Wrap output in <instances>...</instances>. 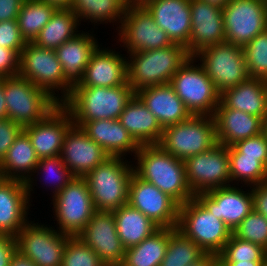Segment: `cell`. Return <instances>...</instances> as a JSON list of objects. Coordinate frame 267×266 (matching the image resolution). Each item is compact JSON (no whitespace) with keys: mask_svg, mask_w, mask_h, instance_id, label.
<instances>
[{"mask_svg":"<svg viewBox=\"0 0 267 266\" xmlns=\"http://www.w3.org/2000/svg\"><path fill=\"white\" fill-rule=\"evenodd\" d=\"M53 207L59 232L70 236H77L96 211L87 182L79 177L53 196Z\"/></svg>","mask_w":267,"mask_h":266,"instance_id":"11","label":"cell"},{"mask_svg":"<svg viewBox=\"0 0 267 266\" xmlns=\"http://www.w3.org/2000/svg\"><path fill=\"white\" fill-rule=\"evenodd\" d=\"M18 75L46 91L59 104H62L72 91V87L65 81L63 68L55 50L39 47L33 42H26L21 50ZM57 89L61 90L63 95L60 98L55 96Z\"/></svg>","mask_w":267,"mask_h":266,"instance_id":"6","label":"cell"},{"mask_svg":"<svg viewBox=\"0 0 267 266\" xmlns=\"http://www.w3.org/2000/svg\"><path fill=\"white\" fill-rule=\"evenodd\" d=\"M9 266H37L31 259L23 256L18 251L13 255Z\"/></svg>","mask_w":267,"mask_h":266,"instance_id":"51","label":"cell"},{"mask_svg":"<svg viewBox=\"0 0 267 266\" xmlns=\"http://www.w3.org/2000/svg\"><path fill=\"white\" fill-rule=\"evenodd\" d=\"M206 253L176 228H169L166 254L160 266H189Z\"/></svg>","mask_w":267,"mask_h":266,"instance_id":"37","label":"cell"},{"mask_svg":"<svg viewBox=\"0 0 267 266\" xmlns=\"http://www.w3.org/2000/svg\"><path fill=\"white\" fill-rule=\"evenodd\" d=\"M60 157L75 177L83 178L110 156L75 124L67 130Z\"/></svg>","mask_w":267,"mask_h":266,"instance_id":"18","label":"cell"},{"mask_svg":"<svg viewBox=\"0 0 267 266\" xmlns=\"http://www.w3.org/2000/svg\"><path fill=\"white\" fill-rule=\"evenodd\" d=\"M191 33L185 47L193 56L200 49L225 43L222 8L201 0H190Z\"/></svg>","mask_w":267,"mask_h":266,"instance_id":"21","label":"cell"},{"mask_svg":"<svg viewBox=\"0 0 267 266\" xmlns=\"http://www.w3.org/2000/svg\"><path fill=\"white\" fill-rule=\"evenodd\" d=\"M73 124L69 111L59 104L43 120L27 125L23 131L28 135L39 159L61 154L64 136Z\"/></svg>","mask_w":267,"mask_h":266,"instance_id":"19","label":"cell"},{"mask_svg":"<svg viewBox=\"0 0 267 266\" xmlns=\"http://www.w3.org/2000/svg\"><path fill=\"white\" fill-rule=\"evenodd\" d=\"M133 172L173 198L179 205L195 197L187 183L184 161L166 152L159 144L140 145L134 155Z\"/></svg>","mask_w":267,"mask_h":266,"instance_id":"1","label":"cell"},{"mask_svg":"<svg viewBox=\"0 0 267 266\" xmlns=\"http://www.w3.org/2000/svg\"><path fill=\"white\" fill-rule=\"evenodd\" d=\"M55 6L57 9H69L73 0H41Z\"/></svg>","mask_w":267,"mask_h":266,"instance_id":"54","label":"cell"},{"mask_svg":"<svg viewBox=\"0 0 267 266\" xmlns=\"http://www.w3.org/2000/svg\"><path fill=\"white\" fill-rule=\"evenodd\" d=\"M217 143L213 116L192 115L186 121L164 128L159 145L169 154L184 161L210 150Z\"/></svg>","mask_w":267,"mask_h":266,"instance_id":"8","label":"cell"},{"mask_svg":"<svg viewBox=\"0 0 267 266\" xmlns=\"http://www.w3.org/2000/svg\"><path fill=\"white\" fill-rule=\"evenodd\" d=\"M20 55L12 49L0 46V78L17 76Z\"/></svg>","mask_w":267,"mask_h":266,"instance_id":"47","label":"cell"},{"mask_svg":"<svg viewBox=\"0 0 267 266\" xmlns=\"http://www.w3.org/2000/svg\"><path fill=\"white\" fill-rule=\"evenodd\" d=\"M263 133L267 137V115L263 119Z\"/></svg>","mask_w":267,"mask_h":266,"instance_id":"58","label":"cell"},{"mask_svg":"<svg viewBox=\"0 0 267 266\" xmlns=\"http://www.w3.org/2000/svg\"><path fill=\"white\" fill-rule=\"evenodd\" d=\"M194 60L191 56L169 84L191 115L213 116L220 103V93L203 67L194 66Z\"/></svg>","mask_w":267,"mask_h":266,"instance_id":"9","label":"cell"},{"mask_svg":"<svg viewBox=\"0 0 267 266\" xmlns=\"http://www.w3.org/2000/svg\"><path fill=\"white\" fill-rule=\"evenodd\" d=\"M118 121L139 145L159 144L163 128L141 99L134 94Z\"/></svg>","mask_w":267,"mask_h":266,"instance_id":"29","label":"cell"},{"mask_svg":"<svg viewBox=\"0 0 267 266\" xmlns=\"http://www.w3.org/2000/svg\"><path fill=\"white\" fill-rule=\"evenodd\" d=\"M128 6H143L149 0H125Z\"/></svg>","mask_w":267,"mask_h":266,"instance_id":"57","label":"cell"},{"mask_svg":"<svg viewBox=\"0 0 267 266\" xmlns=\"http://www.w3.org/2000/svg\"><path fill=\"white\" fill-rule=\"evenodd\" d=\"M113 50L97 49L86 66L83 80L75 87H117L127 82V60Z\"/></svg>","mask_w":267,"mask_h":266,"instance_id":"24","label":"cell"},{"mask_svg":"<svg viewBox=\"0 0 267 266\" xmlns=\"http://www.w3.org/2000/svg\"><path fill=\"white\" fill-rule=\"evenodd\" d=\"M218 259V255L213 253H206L202 258H200L195 263L189 266H212V264Z\"/></svg>","mask_w":267,"mask_h":266,"instance_id":"52","label":"cell"},{"mask_svg":"<svg viewBox=\"0 0 267 266\" xmlns=\"http://www.w3.org/2000/svg\"><path fill=\"white\" fill-rule=\"evenodd\" d=\"M195 197L231 231L253 210L252 190L246 193L236 186L220 187Z\"/></svg>","mask_w":267,"mask_h":266,"instance_id":"20","label":"cell"},{"mask_svg":"<svg viewBox=\"0 0 267 266\" xmlns=\"http://www.w3.org/2000/svg\"><path fill=\"white\" fill-rule=\"evenodd\" d=\"M230 178L255 186L267 181V167L258 157L243 156L233 145L228 147Z\"/></svg>","mask_w":267,"mask_h":266,"instance_id":"38","label":"cell"},{"mask_svg":"<svg viewBox=\"0 0 267 266\" xmlns=\"http://www.w3.org/2000/svg\"><path fill=\"white\" fill-rule=\"evenodd\" d=\"M24 0H0V22L17 20Z\"/></svg>","mask_w":267,"mask_h":266,"instance_id":"50","label":"cell"},{"mask_svg":"<svg viewBox=\"0 0 267 266\" xmlns=\"http://www.w3.org/2000/svg\"><path fill=\"white\" fill-rule=\"evenodd\" d=\"M243 156L258 157L267 167V137L261 134L236 142L233 145Z\"/></svg>","mask_w":267,"mask_h":266,"instance_id":"44","label":"cell"},{"mask_svg":"<svg viewBox=\"0 0 267 266\" xmlns=\"http://www.w3.org/2000/svg\"><path fill=\"white\" fill-rule=\"evenodd\" d=\"M79 22L72 9H57L33 43L45 49L56 50L79 34Z\"/></svg>","mask_w":267,"mask_h":266,"instance_id":"33","label":"cell"},{"mask_svg":"<svg viewBox=\"0 0 267 266\" xmlns=\"http://www.w3.org/2000/svg\"><path fill=\"white\" fill-rule=\"evenodd\" d=\"M57 8L41 0H24L17 22L26 42H34Z\"/></svg>","mask_w":267,"mask_h":266,"instance_id":"36","label":"cell"},{"mask_svg":"<svg viewBox=\"0 0 267 266\" xmlns=\"http://www.w3.org/2000/svg\"><path fill=\"white\" fill-rule=\"evenodd\" d=\"M218 258L222 262L267 261V250L231 234L223 250L218 254Z\"/></svg>","mask_w":267,"mask_h":266,"instance_id":"40","label":"cell"},{"mask_svg":"<svg viewBox=\"0 0 267 266\" xmlns=\"http://www.w3.org/2000/svg\"><path fill=\"white\" fill-rule=\"evenodd\" d=\"M127 7L125 0H73L70 9L79 21L89 19L95 24L104 21L122 23Z\"/></svg>","mask_w":267,"mask_h":266,"instance_id":"35","label":"cell"},{"mask_svg":"<svg viewBox=\"0 0 267 266\" xmlns=\"http://www.w3.org/2000/svg\"><path fill=\"white\" fill-rule=\"evenodd\" d=\"M266 261L223 262L226 266H263Z\"/></svg>","mask_w":267,"mask_h":266,"instance_id":"55","label":"cell"},{"mask_svg":"<svg viewBox=\"0 0 267 266\" xmlns=\"http://www.w3.org/2000/svg\"><path fill=\"white\" fill-rule=\"evenodd\" d=\"M26 41L23 39L17 20H7L0 22V46L15 50L19 55L25 47Z\"/></svg>","mask_w":267,"mask_h":266,"instance_id":"45","label":"cell"},{"mask_svg":"<svg viewBox=\"0 0 267 266\" xmlns=\"http://www.w3.org/2000/svg\"><path fill=\"white\" fill-rule=\"evenodd\" d=\"M28 222L15 236L17 251L37 266H61L70 235L52 227Z\"/></svg>","mask_w":267,"mask_h":266,"instance_id":"14","label":"cell"},{"mask_svg":"<svg viewBox=\"0 0 267 266\" xmlns=\"http://www.w3.org/2000/svg\"><path fill=\"white\" fill-rule=\"evenodd\" d=\"M134 94L128 83L117 87H73L62 105L71 114L73 122L116 120Z\"/></svg>","mask_w":267,"mask_h":266,"instance_id":"3","label":"cell"},{"mask_svg":"<svg viewBox=\"0 0 267 266\" xmlns=\"http://www.w3.org/2000/svg\"><path fill=\"white\" fill-rule=\"evenodd\" d=\"M77 237L94 250L107 266L121 265L126 248L117 234L113 212L95 211Z\"/></svg>","mask_w":267,"mask_h":266,"instance_id":"17","label":"cell"},{"mask_svg":"<svg viewBox=\"0 0 267 266\" xmlns=\"http://www.w3.org/2000/svg\"><path fill=\"white\" fill-rule=\"evenodd\" d=\"M7 118L27 125L43 120L59 103L46 91L20 75L4 77Z\"/></svg>","mask_w":267,"mask_h":266,"instance_id":"7","label":"cell"},{"mask_svg":"<svg viewBox=\"0 0 267 266\" xmlns=\"http://www.w3.org/2000/svg\"><path fill=\"white\" fill-rule=\"evenodd\" d=\"M201 1L208 2L220 8H224L231 0H201Z\"/></svg>","mask_w":267,"mask_h":266,"instance_id":"56","label":"cell"},{"mask_svg":"<svg viewBox=\"0 0 267 266\" xmlns=\"http://www.w3.org/2000/svg\"><path fill=\"white\" fill-rule=\"evenodd\" d=\"M216 125L217 142L226 147L236 142L257 136L263 132L260 117L218 104L213 115Z\"/></svg>","mask_w":267,"mask_h":266,"instance_id":"26","label":"cell"},{"mask_svg":"<svg viewBox=\"0 0 267 266\" xmlns=\"http://www.w3.org/2000/svg\"><path fill=\"white\" fill-rule=\"evenodd\" d=\"M61 266H107L79 237L70 236L66 242Z\"/></svg>","mask_w":267,"mask_h":266,"instance_id":"41","label":"cell"},{"mask_svg":"<svg viewBox=\"0 0 267 266\" xmlns=\"http://www.w3.org/2000/svg\"><path fill=\"white\" fill-rule=\"evenodd\" d=\"M135 94L157 118L163 129L186 121L192 116L169 83L149 86Z\"/></svg>","mask_w":267,"mask_h":266,"instance_id":"25","label":"cell"},{"mask_svg":"<svg viewBox=\"0 0 267 266\" xmlns=\"http://www.w3.org/2000/svg\"><path fill=\"white\" fill-rule=\"evenodd\" d=\"M118 32L127 53L164 48L172 45L167 33L158 27L144 6H128Z\"/></svg>","mask_w":267,"mask_h":266,"instance_id":"15","label":"cell"},{"mask_svg":"<svg viewBox=\"0 0 267 266\" xmlns=\"http://www.w3.org/2000/svg\"><path fill=\"white\" fill-rule=\"evenodd\" d=\"M193 58L195 62L196 58L200 60L220 94L249 78L241 46L226 42L210 45L200 49Z\"/></svg>","mask_w":267,"mask_h":266,"instance_id":"10","label":"cell"},{"mask_svg":"<svg viewBox=\"0 0 267 266\" xmlns=\"http://www.w3.org/2000/svg\"><path fill=\"white\" fill-rule=\"evenodd\" d=\"M37 170V171H36ZM41 171L42 174H46L47 178H49V182L53 181V194L54 196L61 192L74 178H76L69 168L63 163L60 155L55 157H48L39 159L38 164L35 168L34 173H38ZM51 177V178H50ZM56 181V182H55ZM47 181H45L46 183ZM47 182V183H49ZM50 184V183H49ZM52 187V183H51Z\"/></svg>","mask_w":267,"mask_h":266,"instance_id":"43","label":"cell"},{"mask_svg":"<svg viewBox=\"0 0 267 266\" xmlns=\"http://www.w3.org/2000/svg\"><path fill=\"white\" fill-rule=\"evenodd\" d=\"M184 164L187 183L194 196L231 184L228 147L225 145L217 143L206 152L186 158Z\"/></svg>","mask_w":267,"mask_h":266,"instance_id":"12","label":"cell"},{"mask_svg":"<svg viewBox=\"0 0 267 266\" xmlns=\"http://www.w3.org/2000/svg\"><path fill=\"white\" fill-rule=\"evenodd\" d=\"M113 216L117 234L126 249L141 243L160 228L128 203L113 211Z\"/></svg>","mask_w":267,"mask_h":266,"instance_id":"32","label":"cell"},{"mask_svg":"<svg viewBox=\"0 0 267 266\" xmlns=\"http://www.w3.org/2000/svg\"><path fill=\"white\" fill-rule=\"evenodd\" d=\"M29 197L26 183L3 178L0 181V234L15 237L29 222Z\"/></svg>","mask_w":267,"mask_h":266,"instance_id":"23","label":"cell"},{"mask_svg":"<svg viewBox=\"0 0 267 266\" xmlns=\"http://www.w3.org/2000/svg\"><path fill=\"white\" fill-rule=\"evenodd\" d=\"M220 102L227 108L263 120L267 115V81L249 77L237 86L224 90L220 94Z\"/></svg>","mask_w":267,"mask_h":266,"instance_id":"31","label":"cell"},{"mask_svg":"<svg viewBox=\"0 0 267 266\" xmlns=\"http://www.w3.org/2000/svg\"><path fill=\"white\" fill-rule=\"evenodd\" d=\"M222 15L225 42L243 47L267 29V0H231Z\"/></svg>","mask_w":267,"mask_h":266,"instance_id":"13","label":"cell"},{"mask_svg":"<svg viewBox=\"0 0 267 266\" xmlns=\"http://www.w3.org/2000/svg\"><path fill=\"white\" fill-rule=\"evenodd\" d=\"M122 157H109L83 179L87 182L96 211L113 212L128 203L133 166Z\"/></svg>","mask_w":267,"mask_h":266,"instance_id":"4","label":"cell"},{"mask_svg":"<svg viewBox=\"0 0 267 266\" xmlns=\"http://www.w3.org/2000/svg\"><path fill=\"white\" fill-rule=\"evenodd\" d=\"M39 158L35 153L28 135L22 131L15 139L0 163L3 178L16 179L26 183L27 193L30 200L32 189L31 173H34Z\"/></svg>","mask_w":267,"mask_h":266,"instance_id":"30","label":"cell"},{"mask_svg":"<svg viewBox=\"0 0 267 266\" xmlns=\"http://www.w3.org/2000/svg\"><path fill=\"white\" fill-rule=\"evenodd\" d=\"M16 251L17 245L15 237L0 234V266H9Z\"/></svg>","mask_w":267,"mask_h":266,"instance_id":"49","label":"cell"},{"mask_svg":"<svg viewBox=\"0 0 267 266\" xmlns=\"http://www.w3.org/2000/svg\"><path fill=\"white\" fill-rule=\"evenodd\" d=\"M3 179L2 173H1V168H0V181Z\"/></svg>","mask_w":267,"mask_h":266,"instance_id":"60","label":"cell"},{"mask_svg":"<svg viewBox=\"0 0 267 266\" xmlns=\"http://www.w3.org/2000/svg\"><path fill=\"white\" fill-rule=\"evenodd\" d=\"M242 48L249 77L267 81V29Z\"/></svg>","mask_w":267,"mask_h":266,"instance_id":"39","label":"cell"},{"mask_svg":"<svg viewBox=\"0 0 267 266\" xmlns=\"http://www.w3.org/2000/svg\"><path fill=\"white\" fill-rule=\"evenodd\" d=\"M172 43L186 47L191 33L190 0H149L143 5Z\"/></svg>","mask_w":267,"mask_h":266,"instance_id":"22","label":"cell"},{"mask_svg":"<svg viewBox=\"0 0 267 266\" xmlns=\"http://www.w3.org/2000/svg\"><path fill=\"white\" fill-rule=\"evenodd\" d=\"M232 234L242 240L258 244L267 250V218L254 210L240 222Z\"/></svg>","mask_w":267,"mask_h":266,"instance_id":"42","label":"cell"},{"mask_svg":"<svg viewBox=\"0 0 267 266\" xmlns=\"http://www.w3.org/2000/svg\"><path fill=\"white\" fill-rule=\"evenodd\" d=\"M190 57L187 49L176 43L164 48L129 53L127 82L134 92L149 86L168 84Z\"/></svg>","mask_w":267,"mask_h":266,"instance_id":"2","label":"cell"},{"mask_svg":"<svg viewBox=\"0 0 267 266\" xmlns=\"http://www.w3.org/2000/svg\"><path fill=\"white\" fill-rule=\"evenodd\" d=\"M128 204L142 212L160 228L177 227L180 205L135 173L129 182Z\"/></svg>","mask_w":267,"mask_h":266,"instance_id":"16","label":"cell"},{"mask_svg":"<svg viewBox=\"0 0 267 266\" xmlns=\"http://www.w3.org/2000/svg\"><path fill=\"white\" fill-rule=\"evenodd\" d=\"M169 241V228H159L141 243L126 249L120 266H160Z\"/></svg>","mask_w":267,"mask_h":266,"instance_id":"34","label":"cell"},{"mask_svg":"<svg viewBox=\"0 0 267 266\" xmlns=\"http://www.w3.org/2000/svg\"><path fill=\"white\" fill-rule=\"evenodd\" d=\"M205 253L218 255L230 239L232 231L227 225L193 197L179 206L176 227Z\"/></svg>","mask_w":267,"mask_h":266,"instance_id":"5","label":"cell"},{"mask_svg":"<svg viewBox=\"0 0 267 266\" xmlns=\"http://www.w3.org/2000/svg\"><path fill=\"white\" fill-rule=\"evenodd\" d=\"M3 119H7V108L4 94L3 78H0V120Z\"/></svg>","mask_w":267,"mask_h":266,"instance_id":"53","label":"cell"},{"mask_svg":"<svg viewBox=\"0 0 267 266\" xmlns=\"http://www.w3.org/2000/svg\"><path fill=\"white\" fill-rule=\"evenodd\" d=\"M80 126L87 136L100 145L111 157H124L126 153H136L140 145L129 132L116 120L103 119L89 122H73Z\"/></svg>","mask_w":267,"mask_h":266,"instance_id":"27","label":"cell"},{"mask_svg":"<svg viewBox=\"0 0 267 266\" xmlns=\"http://www.w3.org/2000/svg\"><path fill=\"white\" fill-rule=\"evenodd\" d=\"M250 189L252 190L253 210L267 218V181L250 186Z\"/></svg>","mask_w":267,"mask_h":266,"instance_id":"48","label":"cell"},{"mask_svg":"<svg viewBox=\"0 0 267 266\" xmlns=\"http://www.w3.org/2000/svg\"><path fill=\"white\" fill-rule=\"evenodd\" d=\"M212 266H226L219 258L212 264Z\"/></svg>","mask_w":267,"mask_h":266,"instance_id":"59","label":"cell"},{"mask_svg":"<svg viewBox=\"0 0 267 266\" xmlns=\"http://www.w3.org/2000/svg\"><path fill=\"white\" fill-rule=\"evenodd\" d=\"M22 131L23 127L20 124L8 118L0 120V163Z\"/></svg>","mask_w":267,"mask_h":266,"instance_id":"46","label":"cell"},{"mask_svg":"<svg viewBox=\"0 0 267 266\" xmlns=\"http://www.w3.org/2000/svg\"><path fill=\"white\" fill-rule=\"evenodd\" d=\"M83 32L67 40L55 50L63 68L65 81L72 88L83 80L86 66L99 46L93 35Z\"/></svg>","mask_w":267,"mask_h":266,"instance_id":"28","label":"cell"}]
</instances>
